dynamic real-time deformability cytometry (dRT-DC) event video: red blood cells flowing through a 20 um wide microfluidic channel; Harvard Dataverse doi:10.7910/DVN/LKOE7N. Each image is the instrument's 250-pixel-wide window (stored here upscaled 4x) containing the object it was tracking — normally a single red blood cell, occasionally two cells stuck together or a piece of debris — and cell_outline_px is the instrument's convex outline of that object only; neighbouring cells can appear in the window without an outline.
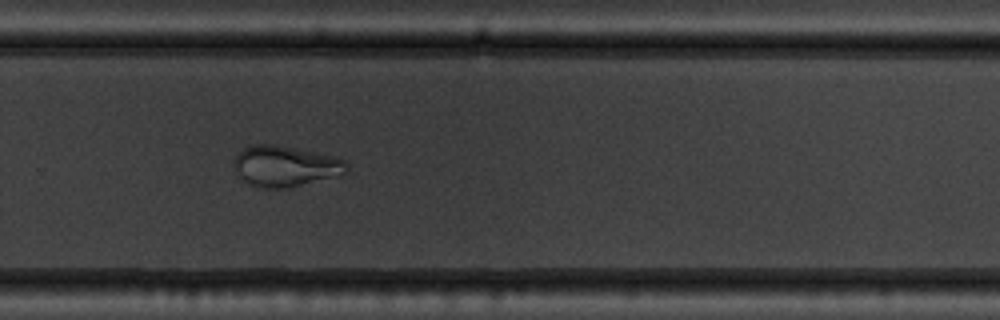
{"species": "common noctule bat (a hibernating species)", "species_latin": "Nyctalus noctula", "temperature_condition": "warm", "stored_images_in_passage": 52, "camera_frame_rate_fps": 3000, "um_per_image_px": 0.085, "animal": {"sex": "male", "body_mass_g": 19.5, "forearm_length_mm": 54.6}, "frame": {"image": 1, "passage_image": 35, "time_ms": 11.333, "image_size_px": [1000, 320], "cell_outline_px": [[348, 172], [288, 188], [260, 188], [248, 184], [240, 180], [232, 164], [236, 156], [244, 148], [252, 144], [272, 144], [296, 148], [336, 156], [344, 160], [348, 164]], "centroid_in_image_um": [24.2, 14.12], "position_along_channel_um": 305.6, "area_um2": 26.93}}
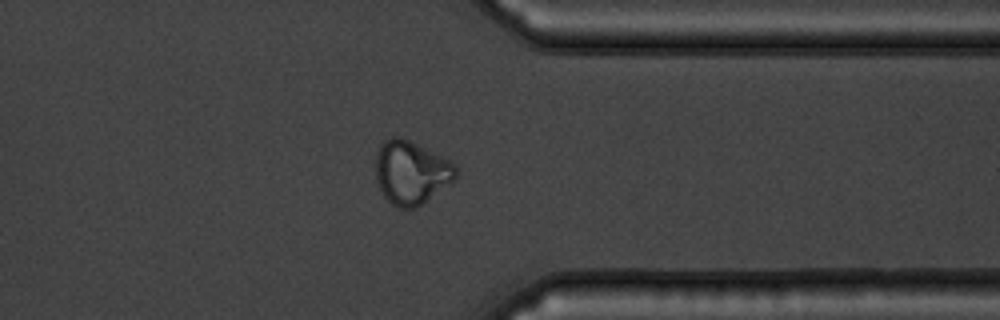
{"frame": {"image": 2, "passage_image": 41, "time_ms": 13.333, "image_size_px": [1000, 320], "cell_outline_px": [[456, 180], [416, 208], [400, 208], [392, 204], [384, 196], [376, 180], [376, 156], [380, 144], [384, 140], [392, 136], [400, 136], [456, 164]], "centroid_in_image_um": [34.94, 14.67], "position_along_channel_um": 376.5, "area_um2": 29.48}}
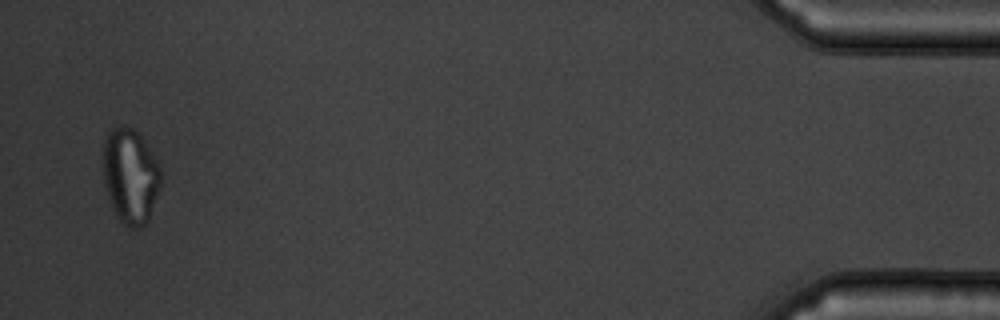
{"frame": {"image": 3, "passage_image": 51, "time_ms": 16.667, "image_size_px": [1000, 320], "cell_outline_px": [[160, 188], [148, 220], [140, 228], [128, 228], [116, 216], [112, 208], [104, 188], [100, 160], [104, 140], [108, 132], [112, 128], [120, 124], [124, 124], [132, 128], [140, 136], [156, 160], [160, 168]], "centroid_in_image_um": [11.01, 14.95], "position_along_channel_um": 424.2, "area_um2": 32.6}}